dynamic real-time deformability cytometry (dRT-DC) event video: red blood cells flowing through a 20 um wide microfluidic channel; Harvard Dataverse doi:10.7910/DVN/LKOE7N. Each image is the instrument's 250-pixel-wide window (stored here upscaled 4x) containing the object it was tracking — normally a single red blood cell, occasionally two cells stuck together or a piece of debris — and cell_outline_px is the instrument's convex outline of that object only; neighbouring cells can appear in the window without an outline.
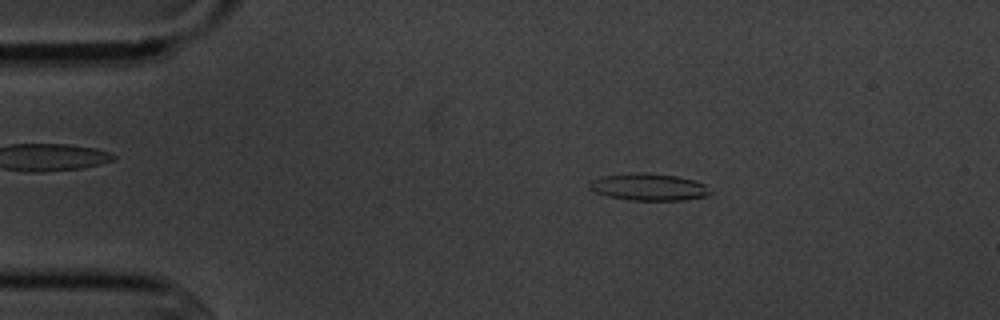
{"species": "common noctule bat (a hibernating species)", "species_latin": "Nyctalus noctula", "temperature_condition": "cold", "stored_images_in_passage": 4, "camera_frame_rate_fps": 3000, "um_per_image_px": 0.085, "animal": {"sex": "male", "body_mass_g": 20.1, "forearm_length_mm": 53.5}, "frame": {"image": 1, "passage_image": 2, "time_ms": 1.0, "image_size_px": [1000, 320], "cell_outline_px": [[712, 192], [708, 196], [684, 200], [628, 200], [608, 196], [596, 192], [588, 188], [588, 180], [600, 176], [636, 172], [644, 172], [676, 176], [692, 180], [704, 184]], "centroid_in_image_um": [55.09, 15.89], "position_along_channel_um": 29.9, "area_um2": 19.19}}